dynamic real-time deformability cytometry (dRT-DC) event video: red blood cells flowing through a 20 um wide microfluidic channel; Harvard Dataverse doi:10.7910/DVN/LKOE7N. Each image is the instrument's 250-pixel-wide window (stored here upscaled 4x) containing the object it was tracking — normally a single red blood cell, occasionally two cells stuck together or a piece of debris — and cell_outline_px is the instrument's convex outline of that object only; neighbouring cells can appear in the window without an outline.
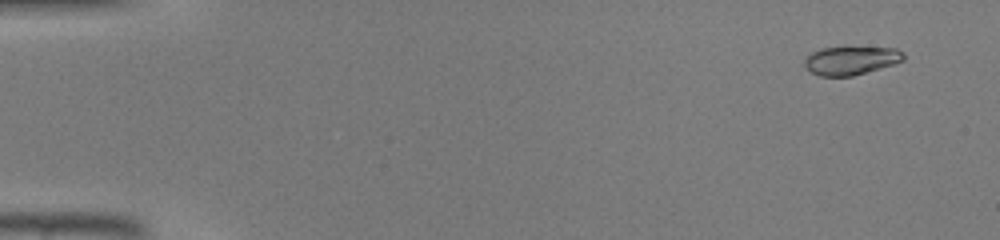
{"species": "common noctule bat (a hibernating species)", "species_latin": "Nyctalus noctula", "temperature_condition": "warm", "stored_images_in_passage": 45, "camera_frame_rate_fps": 3000, "um_per_image_px": 0.085, "animal": {"sex": "male", "body_mass_g": 19.0, "forearm_length_mm": 50.8}, "frame": {"image": 1, "passage_image": 3, "time_ms": 0.667, "image_size_px": [1000, 240], "cell_outline_px": [[904, 60], [892, 64], [852, 76], [820, 76], [812, 72], [804, 64], [804, 60], [812, 52], [820, 48], [896, 48], [904, 52]], "centroid_in_image_um": [72.33, 5.14], "position_along_channel_um": 12.7, "area_um2": 16.01}}
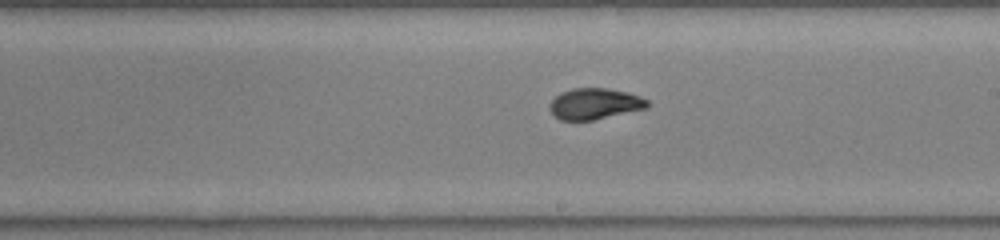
{"frame": {"image": 2, "passage_image": 27, "time_ms": 8.667, "image_size_px": [1000, 240], "cell_outline_px": [[648, 108], [592, 120], [560, 120], [548, 108], [552, 100], [560, 92], [572, 88], [608, 88], [628, 92], [640, 96], [648, 100]], "centroid_in_image_um": [50.56, 8.81], "position_along_channel_um": 238.4, "area_um2": 17.69}}
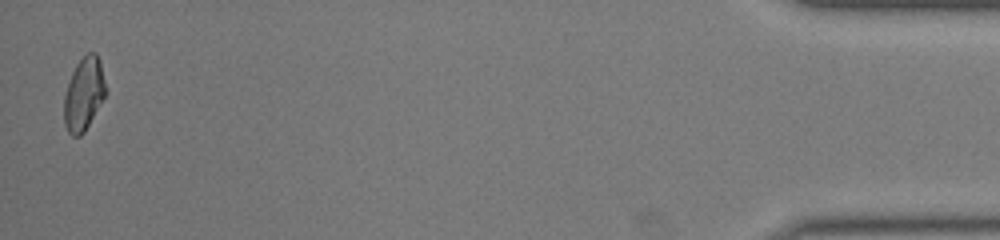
{"frame": {"image": 3, "passage_image": 45, "time_ms": 14.667, "image_size_px": [1000, 240], "cell_outline_px": [[104, 96], [84, 132], [80, 136], [72, 136], [68, 132], [64, 124], [64, 96], [72, 72], [76, 64], [88, 52], [96, 52], [100, 60], [104, 80]], "centroid_in_image_um": [7.09, 7.99], "position_along_channel_um": 428.1, "area_um2": 17.28}}